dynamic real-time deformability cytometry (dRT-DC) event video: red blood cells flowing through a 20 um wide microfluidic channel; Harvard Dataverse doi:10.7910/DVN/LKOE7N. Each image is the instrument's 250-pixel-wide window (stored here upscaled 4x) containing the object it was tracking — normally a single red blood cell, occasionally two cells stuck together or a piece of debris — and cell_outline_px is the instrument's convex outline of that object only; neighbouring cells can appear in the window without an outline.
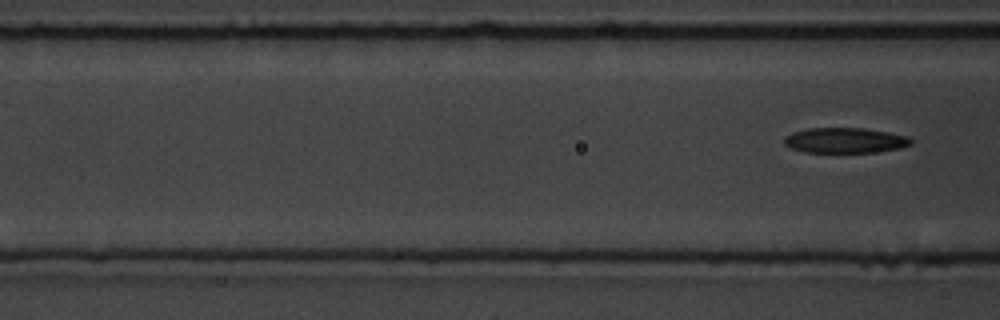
{"species": "common noctule bat (a hibernating species)", "species_latin": "Nyctalus noctula", "temperature_condition": "room temperature", "stored_images_in_passage": 5, "segment_of_instrument_passage": [2, 2], "camera_frame_rate_fps": 3000, "um_per_image_px": 0.085, "animal": {"sex": "male", "body_mass_g": 19.5, "forearm_length_mm": 54.6}, "frame": {"image": 1, "passage_image": 5, "time_ms": 4.667, "image_size_px": [1000, 320], "cell_outline_px": [[912, 144], [900, 148], [872, 152], [804, 152], [792, 148], [784, 144], [784, 136], [792, 132], [808, 128], [864, 128], [888, 132], [908, 136], [912, 140]], "centroid_in_image_um": [71.81, 11.92], "position_along_channel_um": 94.8, "area_um2": 18.67}}